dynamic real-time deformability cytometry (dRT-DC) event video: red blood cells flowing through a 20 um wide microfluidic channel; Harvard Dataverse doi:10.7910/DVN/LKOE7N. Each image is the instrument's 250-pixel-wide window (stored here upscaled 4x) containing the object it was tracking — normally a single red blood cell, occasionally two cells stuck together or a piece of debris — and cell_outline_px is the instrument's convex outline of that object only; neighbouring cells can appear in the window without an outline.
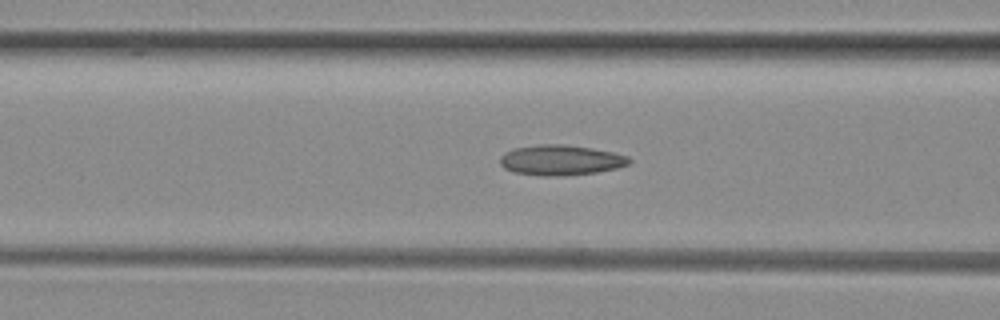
{"species": "common noctule bat (a hibernating species)", "species_latin": "Nyctalus noctula", "temperature_condition": "room temperature", "stored_images_in_passage": 39, "camera_frame_rate_fps": 3000, "um_per_image_px": 0.085, "animal": {"sex": "female", "body_mass_g": 29.2, "forearm_length_mm": 56.3}, "frame": {"image": 1, "passage_image": 19, "time_ms": 6.0, "image_size_px": [1000, 320], "cell_outline_px": [[632, 160], [628, 164], [616, 168], [596, 172], [556, 176], [548, 176], [516, 172], [504, 168], [500, 164], [500, 156], [504, 152], [512, 148], [540, 144], [560, 144], [592, 148], [612, 152], [628, 156]], "centroid_in_image_um": [47.64, 13.59], "position_along_channel_um": 119.0, "area_um2": 22.6}}
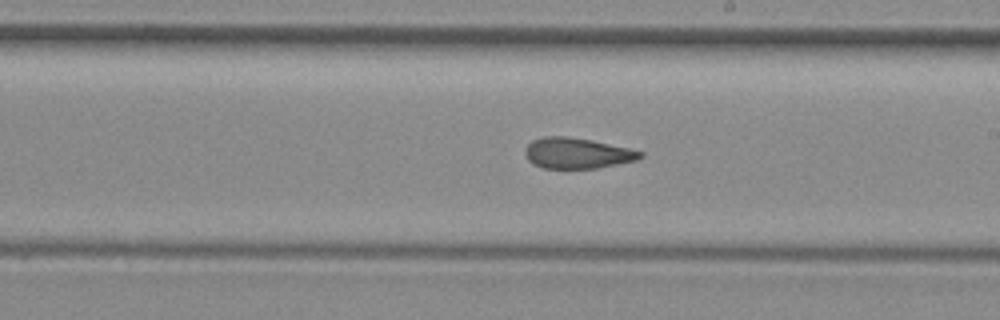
{"frame": {"image": 2, "passage_image": 28, "time_ms": 9.0, "image_size_px": [1000, 320], "cell_outline_px": [[644, 156], [636, 160], [596, 168], [544, 168], [532, 164], [528, 160], [524, 152], [528, 144], [532, 140], [544, 136], [568, 136], [592, 140], [628, 148], [644, 152]], "centroid_in_image_um": [49.03, 13.01], "position_along_channel_um": 240.0, "area_um2": 20.58}}
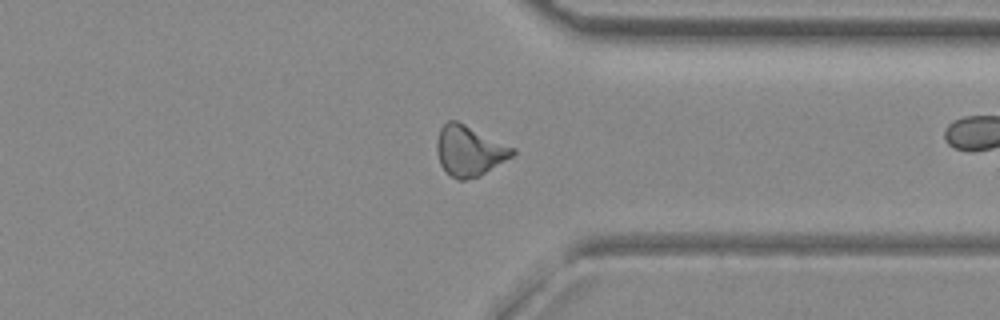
{"frame": {"image": 3, "passage_image": 38, "time_ms": 12.333, "image_size_px": [1000, 320], "cell_outline_px": [[516, 152], [512, 156], [480, 176], [464, 180], [456, 180], [440, 164], [436, 148], [436, 140], [440, 128], [448, 120], [456, 120], [516, 148]], "centroid_in_image_um": [39.89, 12.81], "position_along_channel_um": 371.5, "area_um2": 22.14}}